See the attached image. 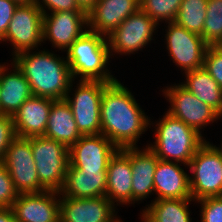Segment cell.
<instances>
[{"instance_id": "cell-24", "label": "cell", "mask_w": 222, "mask_h": 222, "mask_svg": "<svg viewBox=\"0 0 222 222\" xmlns=\"http://www.w3.org/2000/svg\"><path fill=\"white\" fill-rule=\"evenodd\" d=\"M82 136L70 105L63 100L52 103L44 137L65 144L68 148Z\"/></svg>"}, {"instance_id": "cell-28", "label": "cell", "mask_w": 222, "mask_h": 222, "mask_svg": "<svg viewBox=\"0 0 222 222\" xmlns=\"http://www.w3.org/2000/svg\"><path fill=\"white\" fill-rule=\"evenodd\" d=\"M201 37L209 46L222 43V0H208Z\"/></svg>"}, {"instance_id": "cell-27", "label": "cell", "mask_w": 222, "mask_h": 222, "mask_svg": "<svg viewBox=\"0 0 222 222\" xmlns=\"http://www.w3.org/2000/svg\"><path fill=\"white\" fill-rule=\"evenodd\" d=\"M208 0H182L175 22L186 30L203 34Z\"/></svg>"}, {"instance_id": "cell-13", "label": "cell", "mask_w": 222, "mask_h": 222, "mask_svg": "<svg viewBox=\"0 0 222 222\" xmlns=\"http://www.w3.org/2000/svg\"><path fill=\"white\" fill-rule=\"evenodd\" d=\"M88 31L87 14L81 10L49 12L43 14V43L51 42L56 51L67 49Z\"/></svg>"}, {"instance_id": "cell-40", "label": "cell", "mask_w": 222, "mask_h": 222, "mask_svg": "<svg viewBox=\"0 0 222 222\" xmlns=\"http://www.w3.org/2000/svg\"><path fill=\"white\" fill-rule=\"evenodd\" d=\"M0 92H1V80H0ZM0 115H1V103H0Z\"/></svg>"}, {"instance_id": "cell-2", "label": "cell", "mask_w": 222, "mask_h": 222, "mask_svg": "<svg viewBox=\"0 0 222 222\" xmlns=\"http://www.w3.org/2000/svg\"><path fill=\"white\" fill-rule=\"evenodd\" d=\"M42 49L25 51L10 59L26 77L33 96L63 100L74 80L69 64L63 54L60 57L52 50Z\"/></svg>"}, {"instance_id": "cell-7", "label": "cell", "mask_w": 222, "mask_h": 222, "mask_svg": "<svg viewBox=\"0 0 222 222\" xmlns=\"http://www.w3.org/2000/svg\"><path fill=\"white\" fill-rule=\"evenodd\" d=\"M160 26L146 13L139 9L128 16L107 38L110 56H130L145 50L150 45ZM157 31V32H156ZM118 54V55H117Z\"/></svg>"}, {"instance_id": "cell-10", "label": "cell", "mask_w": 222, "mask_h": 222, "mask_svg": "<svg viewBox=\"0 0 222 222\" xmlns=\"http://www.w3.org/2000/svg\"><path fill=\"white\" fill-rule=\"evenodd\" d=\"M9 43L12 58L43 44V12L35 4L18 5L1 43ZM42 43V44H41Z\"/></svg>"}, {"instance_id": "cell-31", "label": "cell", "mask_w": 222, "mask_h": 222, "mask_svg": "<svg viewBox=\"0 0 222 222\" xmlns=\"http://www.w3.org/2000/svg\"><path fill=\"white\" fill-rule=\"evenodd\" d=\"M203 68L222 87V47L220 45L208 46Z\"/></svg>"}, {"instance_id": "cell-36", "label": "cell", "mask_w": 222, "mask_h": 222, "mask_svg": "<svg viewBox=\"0 0 222 222\" xmlns=\"http://www.w3.org/2000/svg\"><path fill=\"white\" fill-rule=\"evenodd\" d=\"M81 11L88 14L93 8L98 0H75Z\"/></svg>"}, {"instance_id": "cell-21", "label": "cell", "mask_w": 222, "mask_h": 222, "mask_svg": "<svg viewBox=\"0 0 222 222\" xmlns=\"http://www.w3.org/2000/svg\"><path fill=\"white\" fill-rule=\"evenodd\" d=\"M9 61L11 64L7 62L0 63V103L1 115L13 116L21 105L27 99L31 98L33 94L30 84L22 71L13 61Z\"/></svg>"}, {"instance_id": "cell-9", "label": "cell", "mask_w": 222, "mask_h": 222, "mask_svg": "<svg viewBox=\"0 0 222 222\" xmlns=\"http://www.w3.org/2000/svg\"><path fill=\"white\" fill-rule=\"evenodd\" d=\"M161 92L170 104L167 112L195 129L202 136L205 127L212 126L213 123L222 120V117L214 109L192 95L180 81L177 84L165 86Z\"/></svg>"}, {"instance_id": "cell-17", "label": "cell", "mask_w": 222, "mask_h": 222, "mask_svg": "<svg viewBox=\"0 0 222 222\" xmlns=\"http://www.w3.org/2000/svg\"><path fill=\"white\" fill-rule=\"evenodd\" d=\"M140 9V0H98L87 14L88 30L108 36Z\"/></svg>"}, {"instance_id": "cell-25", "label": "cell", "mask_w": 222, "mask_h": 222, "mask_svg": "<svg viewBox=\"0 0 222 222\" xmlns=\"http://www.w3.org/2000/svg\"><path fill=\"white\" fill-rule=\"evenodd\" d=\"M192 198L153 200L140 211L142 222H192ZM147 206V207H146Z\"/></svg>"}, {"instance_id": "cell-16", "label": "cell", "mask_w": 222, "mask_h": 222, "mask_svg": "<svg viewBox=\"0 0 222 222\" xmlns=\"http://www.w3.org/2000/svg\"><path fill=\"white\" fill-rule=\"evenodd\" d=\"M11 209L16 222H60L59 192L19 193Z\"/></svg>"}, {"instance_id": "cell-14", "label": "cell", "mask_w": 222, "mask_h": 222, "mask_svg": "<svg viewBox=\"0 0 222 222\" xmlns=\"http://www.w3.org/2000/svg\"><path fill=\"white\" fill-rule=\"evenodd\" d=\"M60 222H124L118 208L106 197L71 198L59 194Z\"/></svg>"}, {"instance_id": "cell-3", "label": "cell", "mask_w": 222, "mask_h": 222, "mask_svg": "<svg viewBox=\"0 0 222 222\" xmlns=\"http://www.w3.org/2000/svg\"><path fill=\"white\" fill-rule=\"evenodd\" d=\"M155 141L146 145L161 160L188 165L206 138L167 111L158 121H151ZM152 125V126H151ZM155 125V126H154Z\"/></svg>"}, {"instance_id": "cell-15", "label": "cell", "mask_w": 222, "mask_h": 222, "mask_svg": "<svg viewBox=\"0 0 222 222\" xmlns=\"http://www.w3.org/2000/svg\"><path fill=\"white\" fill-rule=\"evenodd\" d=\"M118 150L103 134L82 135L69 147V166L79 170H107Z\"/></svg>"}, {"instance_id": "cell-8", "label": "cell", "mask_w": 222, "mask_h": 222, "mask_svg": "<svg viewBox=\"0 0 222 222\" xmlns=\"http://www.w3.org/2000/svg\"><path fill=\"white\" fill-rule=\"evenodd\" d=\"M188 170L193 200L222 196V157L207 140L193 156Z\"/></svg>"}, {"instance_id": "cell-20", "label": "cell", "mask_w": 222, "mask_h": 222, "mask_svg": "<svg viewBox=\"0 0 222 222\" xmlns=\"http://www.w3.org/2000/svg\"><path fill=\"white\" fill-rule=\"evenodd\" d=\"M142 147H130L133 206L154 195L153 179L159 158L147 145Z\"/></svg>"}, {"instance_id": "cell-38", "label": "cell", "mask_w": 222, "mask_h": 222, "mask_svg": "<svg viewBox=\"0 0 222 222\" xmlns=\"http://www.w3.org/2000/svg\"><path fill=\"white\" fill-rule=\"evenodd\" d=\"M15 2L17 5H27V4H33L36 0H11Z\"/></svg>"}, {"instance_id": "cell-5", "label": "cell", "mask_w": 222, "mask_h": 222, "mask_svg": "<svg viewBox=\"0 0 222 222\" xmlns=\"http://www.w3.org/2000/svg\"><path fill=\"white\" fill-rule=\"evenodd\" d=\"M74 81L65 100L71 107L79 132L82 135L101 134L100 104L103 91L109 83L100 80Z\"/></svg>"}, {"instance_id": "cell-23", "label": "cell", "mask_w": 222, "mask_h": 222, "mask_svg": "<svg viewBox=\"0 0 222 222\" xmlns=\"http://www.w3.org/2000/svg\"><path fill=\"white\" fill-rule=\"evenodd\" d=\"M107 170H79L68 166L59 194L71 198L106 196Z\"/></svg>"}, {"instance_id": "cell-39", "label": "cell", "mask_w": 222, "mask_h": 222, "mask_svg": "<svg viewBox=\"0 0 222 222\" xmlns=\"http://www.w3.org/2000/svg\"><path fill=\"white\" fill-rule=\"evenodd\" d=\"M216 151L217 153L222 157V141L220 145H214L212 142L207 141ZM218 146V147H217Z\"/></svg>"}, {"instance_id": "cell-22", "label": "cell", "mask_w": 222, "mask_h": 222, "mask_svg": "<svg viewBox=\"0 0 222 222\" xmlns=\"http://www.w3.org/2000/svg\"><path fill=\"white\" fill-rule=\"evenodd\" d=\"M50 98L32 96L12 116L16 136H44L52 103Z\"/></svg>"}, {"instance_id": "cell-6", "label": "cell", "mask_w": 222, "mask_h": 222, "mask_svg": "<svg viewBox=\"0 0 222 222\" xmlns=\"http://www.w3.org/2000/svg\"><path fill=\"white\" fill-rule=\"evenodd\" d=\"M31 148L40 184L59 192L69 166V148L44 136L31 137Z\"/></svg>"}, {"instance_id": "cell-26", "label": "cell", "mask_w": 222, "mask_h": 222, "mask_svg": "<svg viewBox=\"0 0 222 222\" xmlns=\"http://www.w3.org/2000/svg\"><path fill=\"white\" fill-rule=\"evenodd\" d=\"M180 82L192 95L206 103L222 117V87L202 67L185 72Z\"/></svg>"}, {"instance_id": "cell-29", "label": "cell", "mask_w": 222, "mask_h": 222, "mask_svg": "<svg viewBox=\"0 0 222 222\" xmlns=\"http://www.w3.org/2000/svg\"><path fill=\"white\" fill-rule=\"evenodd\" d=\"M182 0H140V9L159 26L175 21Z\"/></svg>"}, {"instance_id": "cell-1", "label": "cell", "mask_w": 222, "mask_h": 222, "mask_svg": "<svg viewBox=\"0 0 222 222\" xmlns=\"http://www.w3.org/2000/svg\"><path fill=\"white\" fill-rule=\"evenodd\" d=\"M133 94L117 79L105 87L101 98V134L118 149L139 147L141 136L150 128V117Z\"/></svg>"}, {"instance_id": "cell-12", "label": "cell", "mask_w": 222, "mask_h": 222, "mask_svg": "<svg viewBox=\"0 0 222 222\" xmlns=\"http://www.w3.org/2000/svg\"><path fill=\"white\" fill-rule=\"evenodd\" d=\"M3 164L19 193L43 192L46 190L40 184L36 171L32 155L31 137L16 136L8 146Z\"/></svg>"}, {"instance_id": "cell-32", "label": "cell", "mask_w": 222, "mask_h": 222, "mask_svg": "<svg viewBox=\"0 0 222 222\" xmlns=\"http://www.w3.org/2000/svg\"><path fill=\"white\" fill-rule=\"evenodd\" d=\"M18 195L9 172L0 161V208H11Z\"/></svg>"}, {"instance_id": "cell-37", "label": "cell", "mask_w": 222, "mask_h": 222, "mask_svg": "<svg viewBox=\"0 0 222 222\" xmlns=\"http://www.w3.org/2000/svg\"><path fill=\"white\" fill-rule=\"evenodd\" d=\"M0 222H16L11 208H0Z\"/></svg>"}, {"instance_id": "cell-18", "label": "cell", "mask_w": 222, "mask_h": 222, "mask_svg": "<svg viewBox=\"0 0 222 222\" xmlns=\"http://www.w3.org/2000/svg\"><path fill=\"white\" fill-rule=\"evenodd\" d=\"M106 197L116 206H132L130 147L119 149L107 168ZM121 205V206H120Z\"/></svg>"}, {"instance_id": "cell-34", "label": "cell", "mask_w": 222, "mask_h": 222, "mask_svg": "<svg viewBox=\"0 0 222 222\" xmlns=\"http://www.w3.org/2000/svg\"><path fill=\"white\" fill-rule=\"evenodd\" d=\"M35 4L43 14L49 12L80 10L75 0H36Z\"/></svg>"}, {"instance_id": "cell-35", "label": "cell", "mask_w": 222, "mask_h": 222, "mask_svg": "<svg viewBox=\"0 0 222 222\" xmlns=\"http://www.w3.org/2000/svg\"><path fill=\"white\" fill-rule=\"evenodd\" d=\"M17 6L11 0H0V42L8 30L9 23Z\"/></svg>"}, {"instance_id": "cell-33", "label": "cell", "mask_w": 222, "mask_h": 222, "mask_svg": "<svg viewBox=\"0 0 222 222\" xmlns=\"http://www.w3.org/2000/svg\"><path fill=\"white\" fill-rule=\"evenodd\" d=\"M16 137L12 116L0 115V161H3L8 146Z\"/></svg>"}, {"instance_id": "cell-30", "label": "cell", "mask_w": 222, "mask_h": 222, "mask_svg": "<svg viewBox=\"0 0 222 222\" xmlns=\"http://www.w3.org/2000/svg\"><path fill=\"white\" fill-rule=\"evenodd\" d=\"M195 204L200 207V222H222V196L203 198Z\"/></svg>"}, {"instance_id": "cell-4", "label": "cell", "mask_w": 222, "mask_h": 222, "mask_svg": "<svg viewBox=\"0 0 222 222\" xmlns=\"http://www.w3.org/2000/svg\"><path fill=\"white\" fill-rule=\"evenodd\" d=\"M65 53L74 80H117L109 67L112 58L106 36L88 30Z\"/></svg>"}, {"instance_id": "cell-11", "label": "cell", "mask_w": 222, "mask_h": 222, "mask_svg": "<svg viewBox=\"0 0 222 222\" xmlns=\"http://www.w3.org/2000/svg\"><path fill=\"white\" fill-rule=\"evenodd\" d=\"M167 25V26H166ZM162 29L164 44L168 56L181 73L193 71L202 68L204 65V57L208 44L203 40L201 35L190 32L178 25L175 21L166 23Z\"/></svg>"}, {"instance_id": "cell-19", "label": "cell", "mask_w": 222, "mask_h": 222, "mask_svg": "<svg viewBox=\"0 0 222 222\" xmlns=\"http://www.w3.org/2000/svg\"><path fill=\"white\" fill-rule=\"evenodd\" d=\"M186 168L188 165L159 159L153 179L156 197L151 201L192 198L189 172L184 170Z\"/></svg>"}]
</instances>
